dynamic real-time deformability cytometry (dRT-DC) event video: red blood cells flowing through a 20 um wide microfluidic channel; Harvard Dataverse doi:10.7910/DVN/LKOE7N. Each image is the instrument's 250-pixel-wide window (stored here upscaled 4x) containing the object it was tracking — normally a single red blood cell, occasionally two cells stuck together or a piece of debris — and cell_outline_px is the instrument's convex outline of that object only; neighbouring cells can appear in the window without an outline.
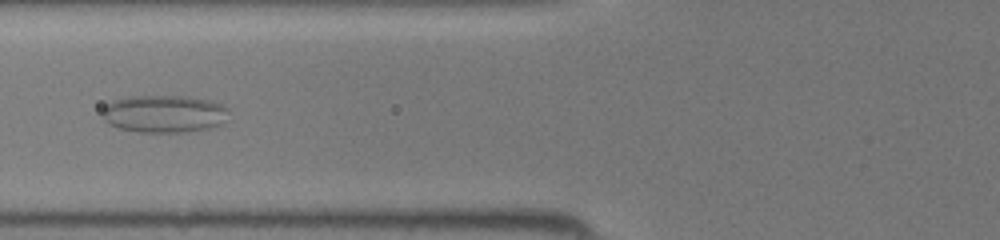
{"species": "common noctule bat (a hibernating species)", "species_latin": "Nyctalus noctula", "temperature_condition": "room temperature", "stored_images_in_passage": 47, "camera_frame_rate_fps": 3000, "um_per_image_px": 0.085, "animal": {"sex": "female", "body_mass_g": 19.5, "forearm_length_mm": 54.1}, "frame": {"image": 1, "passage_image": 19, "time_ms": 6.0, "image_size_px": [1000, 240], "cell_outline_px": [[228, 108], [224, 124], [216, 128], [184, 132], [136, 132], [120, 128], [108, 124], [104, 120], [100, 112], [100, 108], [104, 104], [112, 100], [128, 96], [188, 96], [212, 100]], "centroid_in_image_um": [13.92, 9.67], "position_along_channel_um": 111.9, "area_um2": 28.38}}
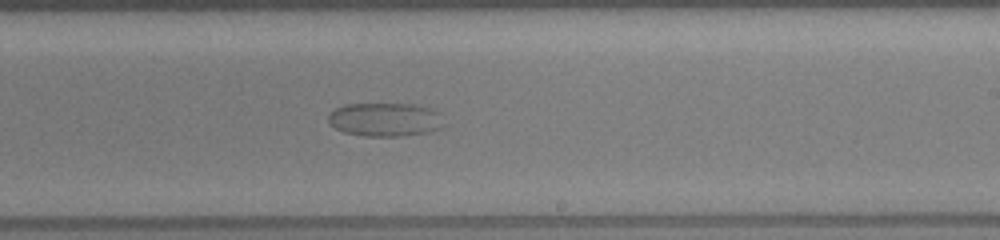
{"frame": {"image": 2, "passage_image": 29, "time_ms": 9.333, "image_size_px": [1000, 240], "cell_outline_px": [[444, 128], [428, 132], [400, 136], [364, 136], [344, 132], [336, 128], [328, 120], [328, 112], [344, 104], [412, 104], [432, 108], [436, 112]], "centroid_in_image_um": [32.7, 10.16], "position_along_channel_um": 256.3, "area_um2": 22.54}}
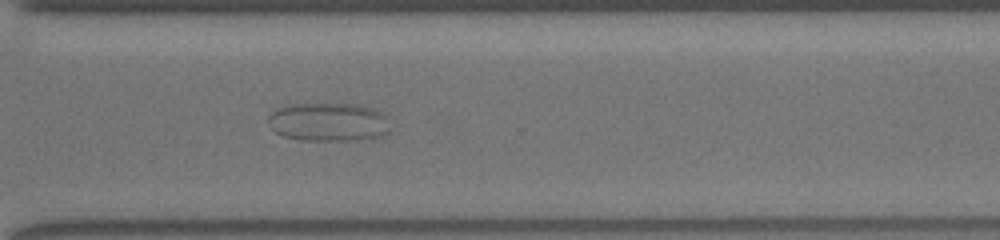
{"frame": {"image": 3, "passage_image": 35, "time_ms": 11.333, "image_size_px": [1000, 240], "cell_outline_px": [[392, 132], [384, 136], [372, 140], [304, 140], [284, 136], [276, 132], [272, 128], [268, 120], [268, 116], [276, 108], [288, 104], [360, 104], [384, 112], [392, 116]], "centroid_in_image_um": [28.09, 10.37], "position_along_channel_um": 342.5, "area_um2": 28.44}}